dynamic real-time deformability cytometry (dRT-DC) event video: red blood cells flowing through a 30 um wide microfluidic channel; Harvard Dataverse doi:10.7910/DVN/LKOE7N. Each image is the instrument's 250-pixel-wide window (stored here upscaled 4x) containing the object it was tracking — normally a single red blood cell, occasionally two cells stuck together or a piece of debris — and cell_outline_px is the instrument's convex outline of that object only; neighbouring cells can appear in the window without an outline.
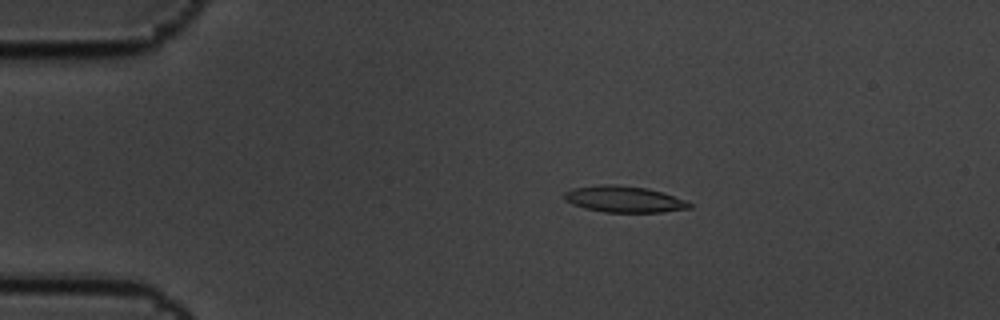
{"species": "common noctule bat (a hibernating species)", "species_latin": "Nyctalus noctula", "temperature_condition": "cold", "stored_images_in_passage": 11, "camera_frame_rate_fps": 3000, "um_per_image_px": 0.085, "animal": {"sex": "male", "body_mass_g": 19.5, "forearm_length_mm": 54.6}, "frame": {"image": 1, "passage_image": 3, "time_ms": 0.667, "image_size_px": [1000, 320], "cell_outline_px": [[692, 208], [660, 212], [604, 212], [584, 208], [572, 204], [564, 200], [564, 192], [572, 188], [604, 184], [612, 184], [648, 188], [684, 200], [692, 204]], "centroid_in_image_um": [53.0, 16.93], "position_along_channel_um": 32.0, "area_um2": 19.07}}
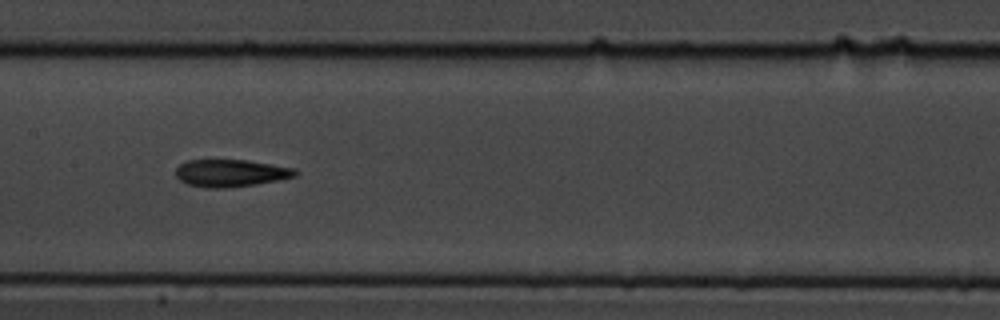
{"frame": {"image": 2, "passage_image": 8, "time_ms": 2.333, "image_size_px": [1000, 320], "cell_outline_px": [[300, 172], [296, 176], [280, 180], [256, 184], [228, 188], [204, 188], [188, 184], [180, 180], [176, 176], [176, 168], [180, 164], [188, 160], [244, 160], [272, 164], [296, 168]], "centroid_in_image_um": [19.65, 14.72], "position_along_channel_um": 187.8, "area_um2": 19.19}}
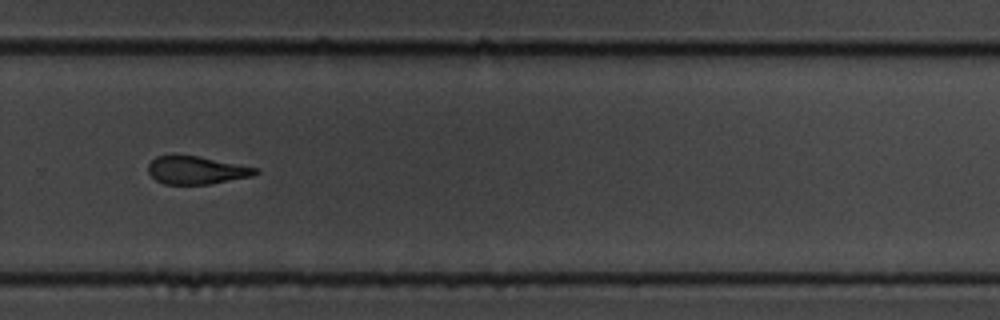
{"frame": {"image": 3, "passage_image": 11, "time_ms": 3.333, "image_size_px": [1000, 320], "cell_outline_px": [[260, 172], [252, 176], [208, 184], [164, 184], [156, 180], [148, 172], [148, 164], [156, 156], [172, 152], [176, 152], [200, 156], [256, 168]], "centroid_in_image_um": [16.61, 14.42], "position_along_channel_um": 313.2, "area_um2": 17.86}}